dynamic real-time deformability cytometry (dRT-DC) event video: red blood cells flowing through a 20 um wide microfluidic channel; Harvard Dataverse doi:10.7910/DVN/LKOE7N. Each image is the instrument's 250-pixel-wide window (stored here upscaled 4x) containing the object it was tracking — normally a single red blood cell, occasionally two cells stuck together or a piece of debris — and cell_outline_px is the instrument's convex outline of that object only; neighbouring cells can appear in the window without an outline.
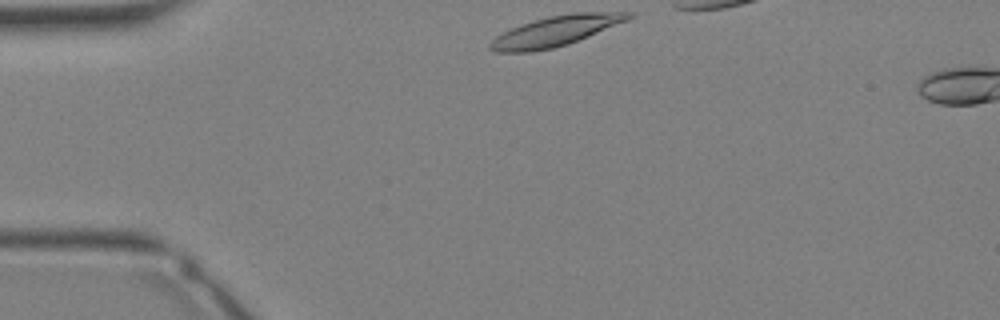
{"species": "Egyptian fruit bat (a non-hibernating species)", "species_latin": "Rousettus aegyptiacus", "temperature_condition": "warm", "stored_images_in_passage": 3, "camera_frame_rate_fps": 3000, "um_per_image_px": 0.085, "animal": {"sex": "female"}, "frame": {"image": 1, "passage_image": 1, "time_ms": 0.0, "image_size_px": [1000, 320], "cell_outline_px": [[636, 12], [628, 20], [568, 44], [552, 48], [532, 52], [496, 52], [488, 48], [488, 44], [496, 36], [520, 24], [532, 20], [548, 16], [576, 12]], "centroid_in_image_um": [47.21, 2.63], "position_along_channel_um": 37.8, "area_um2": 24.22}}